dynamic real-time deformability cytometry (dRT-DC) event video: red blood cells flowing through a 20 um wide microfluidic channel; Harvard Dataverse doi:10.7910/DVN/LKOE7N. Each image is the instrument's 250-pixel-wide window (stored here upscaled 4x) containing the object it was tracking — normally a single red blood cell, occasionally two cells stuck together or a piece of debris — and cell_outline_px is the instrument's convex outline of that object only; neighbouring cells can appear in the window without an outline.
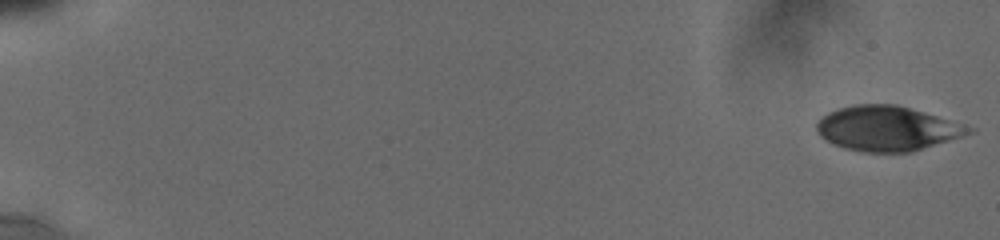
{"species": "human", "species_latin": "Homo sapiens", "temperature_condition": "cold", "stored_images_in_passage": 12, "camera_frame_rate_fps": 3000, "um_per_image_px": 0.085, "donor": {"sex": "male"}, "frame": {"image": 1, "passage_image": 1, "time_ms": 0.0, "image_size_px": [1000, 240], "cell_outline_px": [[976, 132], [912, 152], [864, 152], [844, 148], [820, 136], [816, 132], [816, 124], [828, 112], [836, 108], [852, 104], [896, 104], [924, 112], [976, 128]], "centroid_in_image_um": [75.43, 10.91], "position_along_channel_um": 9.6, "area_um2": 39.71}}